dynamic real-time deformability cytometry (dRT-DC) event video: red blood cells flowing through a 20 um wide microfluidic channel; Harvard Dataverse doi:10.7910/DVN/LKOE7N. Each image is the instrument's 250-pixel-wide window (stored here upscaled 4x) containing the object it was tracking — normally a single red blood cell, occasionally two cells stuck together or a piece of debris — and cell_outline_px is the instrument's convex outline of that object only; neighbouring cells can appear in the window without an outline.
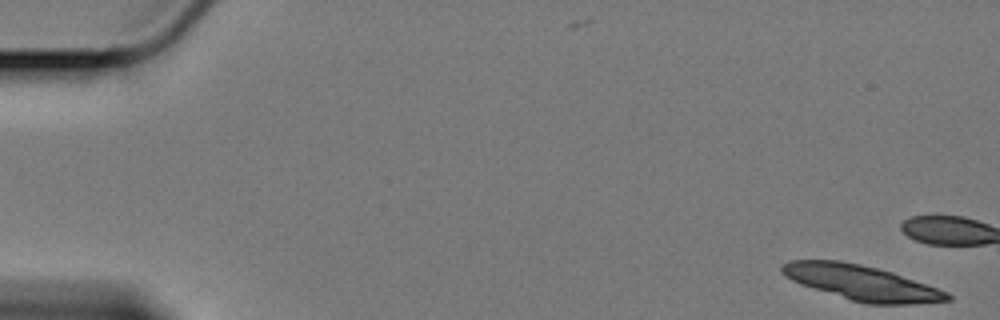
{"species": "Egyptian fruit bat (a non-hibernating species)", "species_latin": "Rousettus aegyptiacus", "temperature_condition": "cold", "stored_images_in_passage": 17, "camera_frame_rate_fps": 3000, "um_per_image_px": 0.085, "animal": {"sex": "female"}, "frame": {"image": 1, "passage_image": 1, "time_ms": 0.0, "image_size_px": [1000, 320], "cell_outline_px": [[952, 300], [912, 304], [868, 304], [852, 300], [812, 288], [800, 284], [784, 276], [780, 272], [780, 264], [792, 260], [840, 260], [860, 264], [892, 272], [948, 292], [952, 296]], "centroid_in_image_um": [73.2, 24.02], "position_along_channel_um": 11.8, "area_um2": 33.58}}